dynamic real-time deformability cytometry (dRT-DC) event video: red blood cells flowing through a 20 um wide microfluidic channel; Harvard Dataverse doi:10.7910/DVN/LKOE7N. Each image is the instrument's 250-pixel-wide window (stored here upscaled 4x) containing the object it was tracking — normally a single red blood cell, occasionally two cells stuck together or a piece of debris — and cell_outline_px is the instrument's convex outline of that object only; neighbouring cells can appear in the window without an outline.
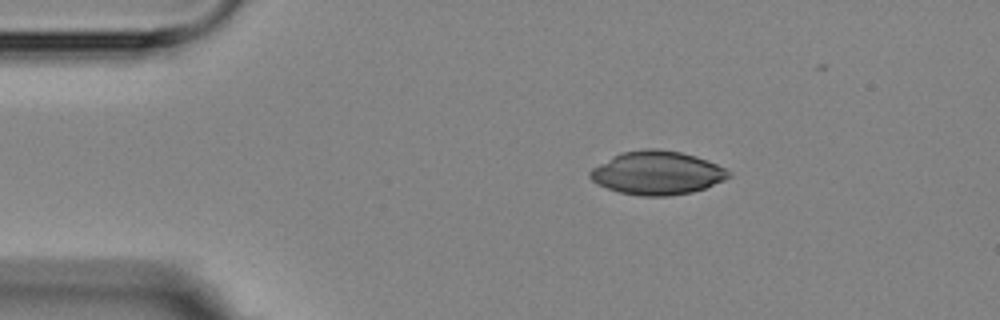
{"species": "Egyptian fruit bat (a non-hibernating species)", "species_latin": "Rousettus aegyptiacus", "temperature_condition": "room temperature", "stored_images_in_passage": 7, "camera_frame_rate_fps": 3000, "um_per_image_px": 0.085, "animal": {"sex": "female"}, "frame": {"image": 1, "passage_image": 1, "time_ms": 0.0, "image_size_px": [1000, 320], "cell_outline_px": [[732, 176], [724, 180], [704, 188], [692, 192], [668, 196], [640, 196], [620, 192], [608, 188], [592, 180], [588, 176], [588, 172], [592, 168], [612, 156], [620, 152], [644, 148], [656, 148], [680, 152], [696, 156], [708, 160], [732, 172]], "centroid_in_image_um": [55.86, 14.68], "position_along_channel_um": 29.1, "area_um2": 35.2}}
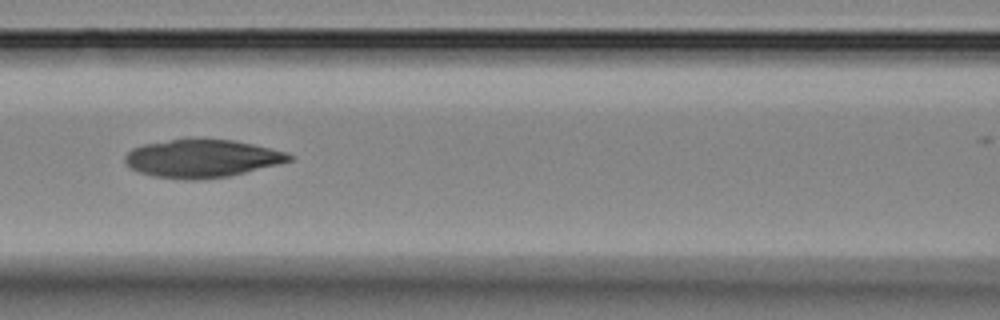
{"frame": {"image": 2, "passage_image": 5, "time_ms": 4.667, "image_size_px": [1000, 320], "cell_outline_px": [[296, 160], [228, 176], [196, 180], [184, 180], [152, 176], [140, 172], [132, 168], [124, 160], [124, 156], [132, 148], [144, 144], [188, 136], [232, 140], [252, 144], [284, 152], [292, 156]], "centroid_in_image_um": [17.14, 13.44], "position_along_channel_um": 149.5, "area_um2": 36.82}}
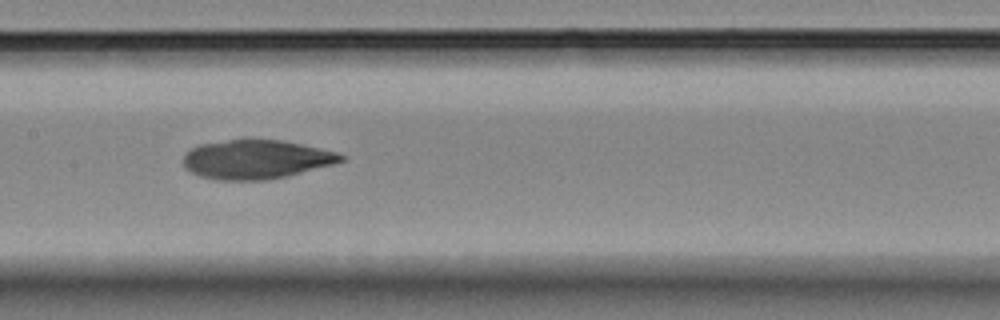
{"frame": {"image": 3, "passage_image": 6, "time_ms": 5.667, "image_size_px": [1000, 320], "cell_outline_px": [[348, 160], [288, 176], [264, 180], [216, 180], [200, 176], [184, 168], [184, 152], [200, 144], [240, 136], [244, 136], [280, 140], [300, 144], [336, 152], [344, 156]], "centroid_in_image_um": [21.73, 13.51], "position_along_channel_um": 185.7, "area_um2": 36.7}}